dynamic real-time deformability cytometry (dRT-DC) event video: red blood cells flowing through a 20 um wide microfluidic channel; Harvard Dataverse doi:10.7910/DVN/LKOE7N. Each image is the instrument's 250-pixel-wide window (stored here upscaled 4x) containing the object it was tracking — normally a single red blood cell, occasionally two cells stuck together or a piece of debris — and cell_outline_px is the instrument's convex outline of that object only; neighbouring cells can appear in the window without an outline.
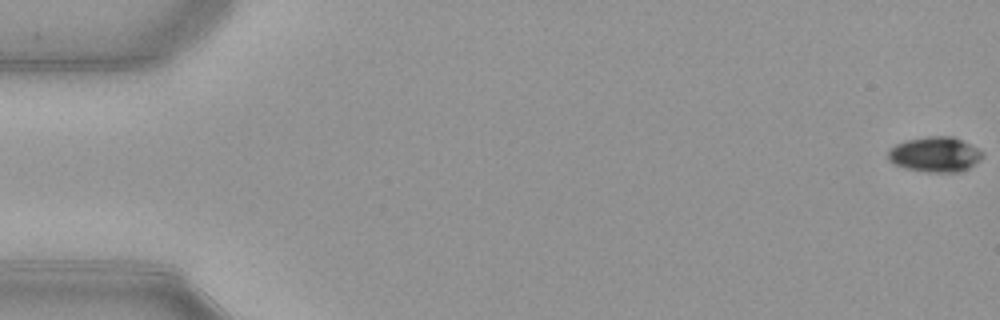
{"species": "common noctule bat (a hibernating species)", "species_latin": "Nyctalus noctula", "temperature_condition": "warm", "stored_images_in_passage": 54, "camera_frame_rate_fps": 3000, "um_per_image_px": 0.085, "animal": {"sex": "female", "body_mass_g": 21.9}, "frame": {"image": 1, "passage_image": 1, "time_ms": 0.0, "image_size_px": [1000, 320], "cell_outline_px": [[984, 156], [968, 168], [960, 172], [924, 172], [908, 168], [896, 164], [888, 160], [888, 152], [896, 144], [908, 140], [928, 136], [952, 136], [984, 152]], "centroid_in_image_um": [79.49, 13.13], "position_along_channel_um": 5.5, "area_um2": 19.02}}
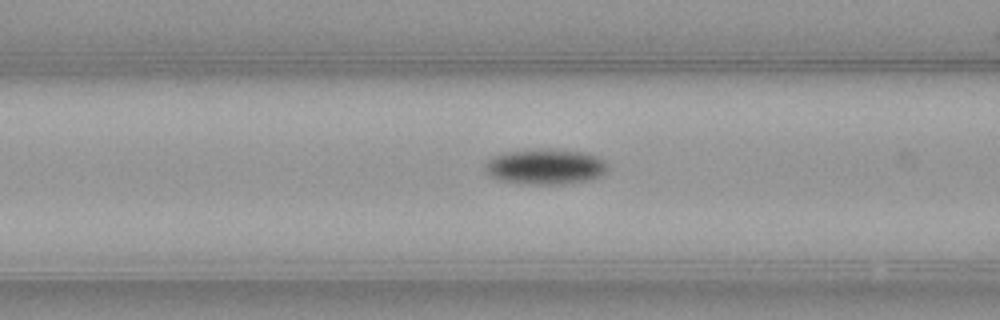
{"frame": {"image": 2, "passage_image": 22, "time_ms": 7.0, "image_size_px": [1000, 320], "cell_outline_px": [[608, 168], [600, 176], [592, 180], [560, 184], [528, 184], [500, 180], [492, 176], [484, 168], [484, 164], [492, 156], [504, 152], [584, 152], [596, 156], [604, 160]], "centroid_in_image_um": [46.36, 14.22], "position_along_channel_um": 120.2, "area_um2": 24.22}}
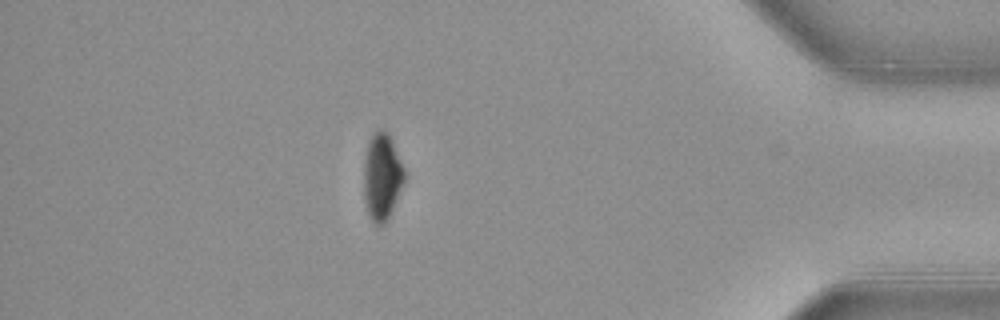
{"frame": {"image": 3, "passage_image": 47, "time_ms": 15.333, "image_size_px": [1000, 320], "cell_outline_px": [[404, 180], [388, 220], [384, 224], [376, 224], [372, 220], [368, 212], [364, 200], [364, 164], [368, 140], [380, 128], [388, 132], [392, 140], [404, 168]], "centroid_in_image_um": [32.46, 15.01], "position_along_channel_um": 402.7, "area_um2": 20.29}, "authors_computed_cell_mechanics": {"area_um2": 21.3571, "velocity_mm_per_s": 3.931, "shape_relaxation_time_tau1_ms": 1.68, "shape_relaxation_time_tau2_ms": null, "deformation_change_tau1": 0.1052, "deformation_change_tau2": null}}